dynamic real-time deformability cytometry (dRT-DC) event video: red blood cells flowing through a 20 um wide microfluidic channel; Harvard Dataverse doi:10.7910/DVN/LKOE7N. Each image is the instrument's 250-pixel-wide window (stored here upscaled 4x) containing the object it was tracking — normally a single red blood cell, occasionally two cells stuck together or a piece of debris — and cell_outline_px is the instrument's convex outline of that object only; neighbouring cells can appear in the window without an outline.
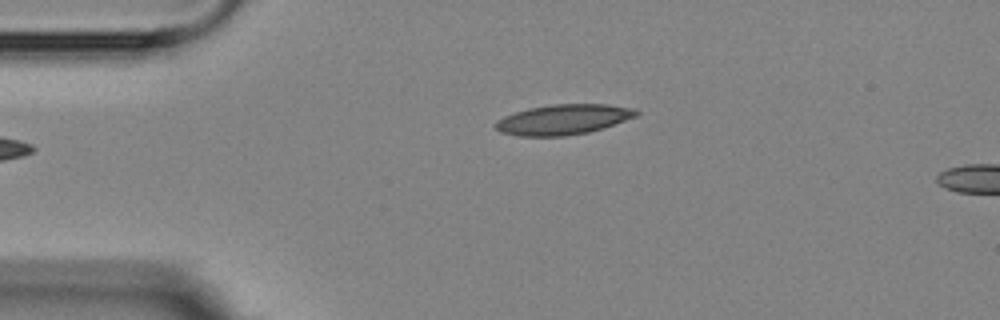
{"species": "Egyptian fruit bat (a non-hibernating species)", "species_latin": "Rousettus aegyptiacus", "temperature_condition": "room temperature", "stored_images_in_passage": 2, "camera_frame_rate_fps": 3000, "um_per_image_px": 0.085, "animal": {"sex": "female"}, "frame": {"image": 1, "passage_image": 1, "time_ms": 0.0, "image_size_px": [1000, 320], "cell_outline_px": [[640, 112], [636, 116], [604, 128], [588, 132], [564, 136], [516, 136], [500, 132], [492, 124], [496, 120], [504, 116], [528, 108], [552, 104], [608, 104], [636, 108]], "centroid_in_image_um": [47.87, 10.15], "position_along_channel_um": 37.1, "area_um2": 24.97}}